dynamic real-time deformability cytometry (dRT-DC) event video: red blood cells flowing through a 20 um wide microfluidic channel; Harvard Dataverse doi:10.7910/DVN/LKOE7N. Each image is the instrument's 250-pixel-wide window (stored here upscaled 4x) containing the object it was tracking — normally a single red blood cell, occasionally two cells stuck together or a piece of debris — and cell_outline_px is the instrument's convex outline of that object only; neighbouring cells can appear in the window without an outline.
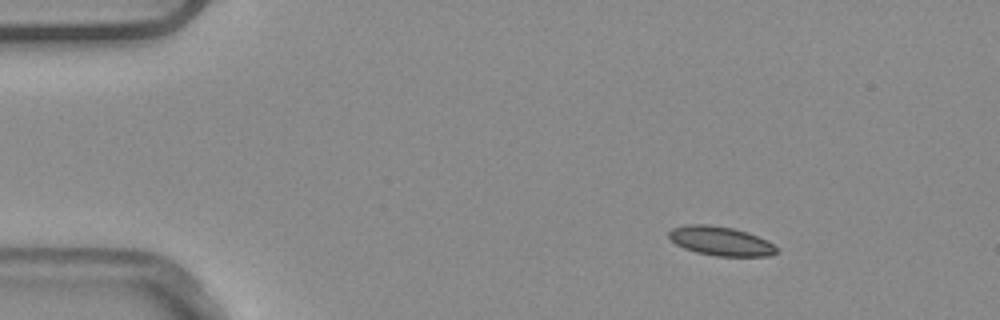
{"species": "common noctule bat (a hibernating species)", "species_latin": "Nyctalus noctula", "temperature_condition": "warm", "stored_images_in_passage": 4, "camera_frame_rate_fps": 3000, "um_per_image_px": 0.085, "animal": {"sex": "male", "body_mass_g": 20.4}, "frame": {"image": 1, "passage_image": 1, "time_ms": 0.0, "image_size_px": [1000, 320], "cell_outline_px": [[780, 252], [768, 256], [716, 256], [696, 252], [684, 248], [676, 244], [668, 236], [668, 232], [672, 228], [684, 224], [708, 224], [732, 228], [748, 232], [772, 244]], "centroid_in_image_um": [61.22, 20.48], "position_along_channel_um": 23.8, "area_um2": 18.21}}
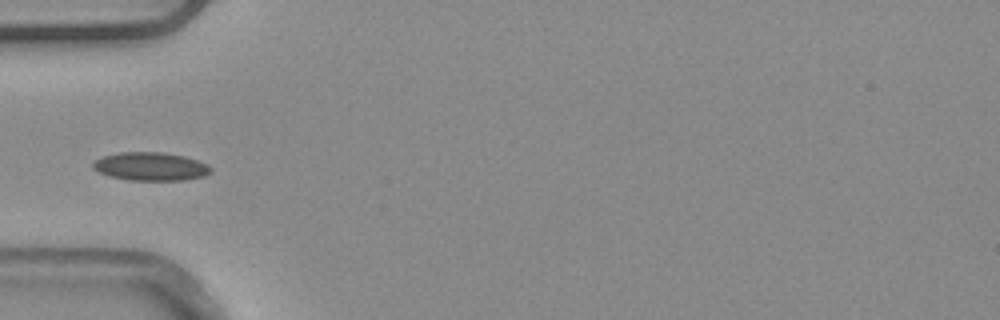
{"frame": {"image": 2, "passage_image": 3, "time_ms": 0.667, "image_size_px": [1000, 320], "cell_outline_px": [[212, 172], [204, 176], [184, 180], [128, 180], [108, 176], [92, 168], [92, 160], [104, 156], [120, 152], [160, 152], [184, 156], [208, 164], [212, 168]], "centroid_in_image_um": [12.79, 14.15], "position_along_channel_um": 72.2, "area_um2": 19.54}}
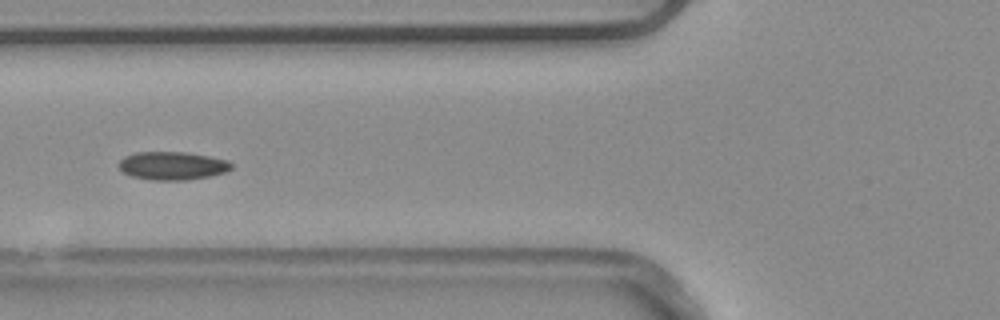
{"frame": {"image": 3, "passage_image": 4, "time_ms": 1.0, "image_size_px": [1000, 320], "cell_outline_px": [[232, 168], [224, 172], [208, 176], [188, 180], [148, 180], [132, 176], [124, 172], [116, 164], [124, 156], [136, 152], [184, 152], [208, 156], [228, 160], [232, 164]], "centroid_in_image_um": [14.62, 14.09], "position_along_channel_um": 111.2, "area_um2": 18.5}}